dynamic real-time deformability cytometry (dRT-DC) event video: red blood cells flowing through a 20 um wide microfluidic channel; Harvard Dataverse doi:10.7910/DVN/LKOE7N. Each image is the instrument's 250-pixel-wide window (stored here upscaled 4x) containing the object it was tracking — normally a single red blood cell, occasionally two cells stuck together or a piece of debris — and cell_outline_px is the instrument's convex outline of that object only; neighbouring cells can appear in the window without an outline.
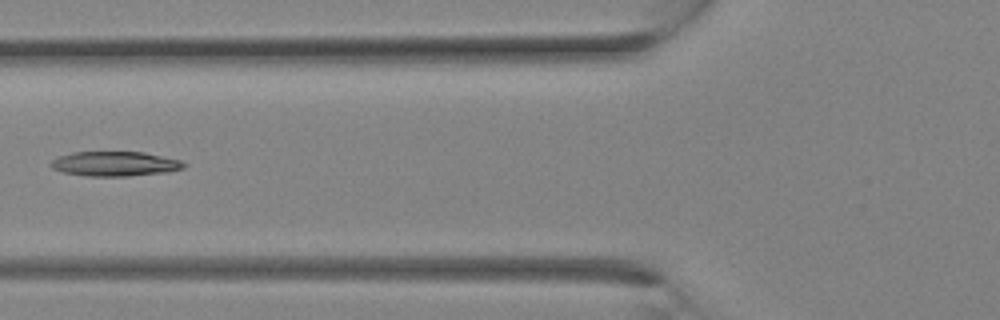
{"species": "Egyptian fruit bat (a non-hibernating species)", "species_latin": "Rousettus aegyptiacus", "temperature_condition": "room temperature", "stored_images_in_passage": 11, "camera_frame_rate_fps": 3000, "um_per_image_px": 0.085, "animal": {"sex": "female"}, "frame": {"image": 1, "passage_image": 10, "time_ms": 3.0, "image_size_px": [1000, 320], "cell_outline_px": [[188, 164], [184, 168], [168, 172], [128, 176], [88, 176], [64, 172], [52, 168], [48, 164], [56, 156], [72, 152], [144, 152], [180, 160]], "centroid_in_image_um": [9.76, 13.92], "position_along_channel_um": 116.0, "area_um2": 19.25}}